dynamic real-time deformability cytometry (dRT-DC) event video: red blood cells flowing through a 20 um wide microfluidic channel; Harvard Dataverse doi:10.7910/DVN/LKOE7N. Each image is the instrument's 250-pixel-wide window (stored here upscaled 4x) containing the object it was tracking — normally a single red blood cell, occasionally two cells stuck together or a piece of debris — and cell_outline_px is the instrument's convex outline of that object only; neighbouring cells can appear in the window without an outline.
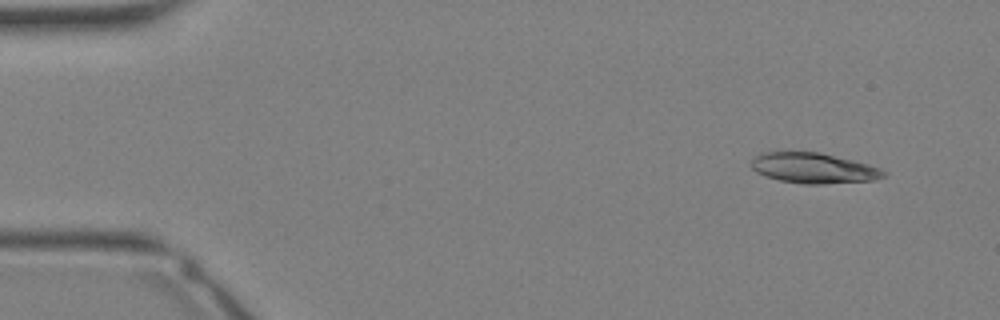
{"species": "Egyptian fruit bat (a non-hibernating species)", "species_latin": "Rousettus aegyptiacus", "temperature_condition": "warm", "stored_images_in_passage": 21, "camera_frame_rate_fps": 3000, "um_per_image_px": 0.085, "animal": {"sex": "female"}, "frame": {"image": 1, "passage_image": 1, "time_ms": 0.0, "image_size_px": [1000, 320], "cell_outline_px": [[888, 172], [884, 176], [872, 180], [824, 184], [804, 184], [780, 180], [764, 176], [756, 172], [752, 168], [752, 160], [756, 156], [764, 152], [784, 148], [820, 152], [868, 164], [880, 168]], "centroid_in_image_um": [69.09, 14.24], "position_along_channel_um": 15.9, "area_um2": 24.1}}
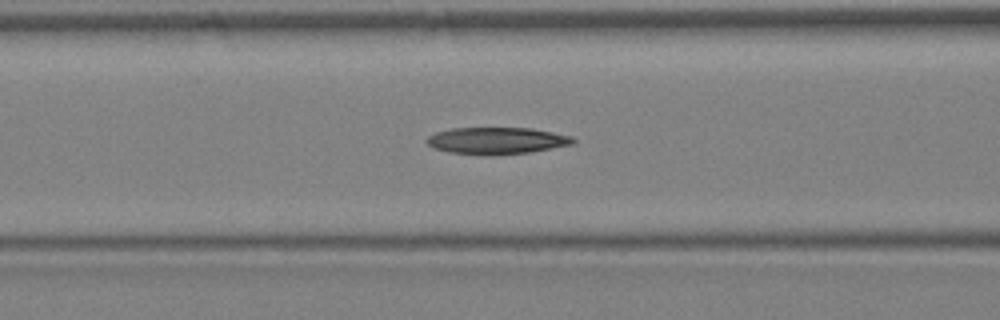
{"frame": {"image": 2, "passage_image": 12, "time_ms": 3.667, "image_size_px": [1000, 320], "cell_outline_px": [[576, 140], [572, 144], [528, 152], [492, 156], [484, 156], [448, 152], [432, 148], [424, 140], [428, 136], [436, 132], [452, 128], [532, 128], [572, 136]], "centroid_in_image_um": [42.16, 11.96], "position_along_channel_um": 124.4, "area_um2": 23.06}}
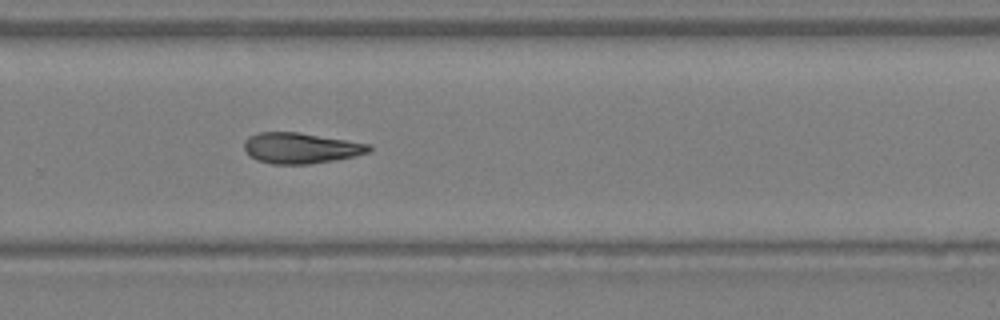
{"frame": {"image": 3, "passage_image": 21, "time_ms": 6.667, "image_size_px": [1000, 320], "cell_outline_px": [[372, 148], [368, 152], [352, 156], [332, 160], [308, 164], [272, 164], [256, 160], [248, 156], [244, 148], [244, 140], [248, 136], [256, 132], [300, 132], [372, 144]], "centroid_in_image_um": [25.51, 12.57], "position_along_channel_um": 304.3, "area_um2": 22.48}}